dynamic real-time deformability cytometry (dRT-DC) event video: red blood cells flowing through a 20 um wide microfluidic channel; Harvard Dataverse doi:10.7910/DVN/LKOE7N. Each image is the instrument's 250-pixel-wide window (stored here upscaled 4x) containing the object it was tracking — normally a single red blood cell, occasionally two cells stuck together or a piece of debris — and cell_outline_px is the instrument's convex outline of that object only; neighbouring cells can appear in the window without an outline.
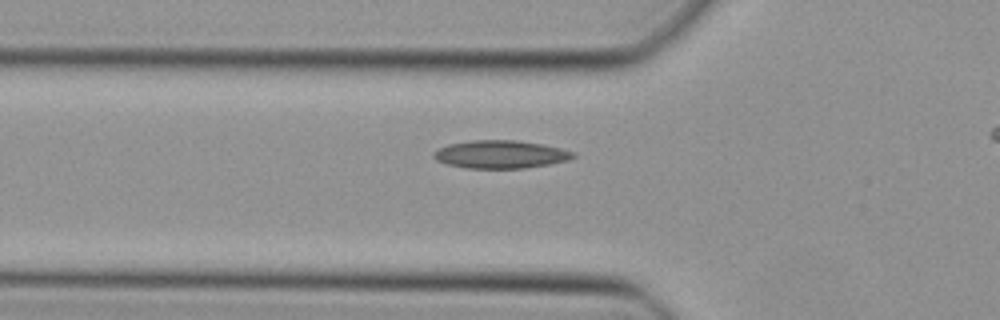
{"species": "Egyptian fruit bat (a non-hibernating species)", "species_latin": "Rousettus aegyptiacus", "temperature_condition": "cold", "stored_images_in_passage": 34, "camera_frame_rate_fps": 3000, "um_per_image_px": 0.085, "animal": {"sex": "female"}, "frame": {"image": 1, "passage_image": 8, "time_ms": 2.333, "image_size_px": [1000, 320], "cell_outline_px": [[576, 156], [568, 160], [548, 164], [524, 168], [464, 168], [448, 164], [436, 160], [432, 156], [432, 152], [448, 144], [472, 140], [516, 140], [544, 144], [576, 152]], "centroid_in_image_um": [42.55, 13.11], "position_along_channel_um": 83.3, "area_um2": 22.77}}
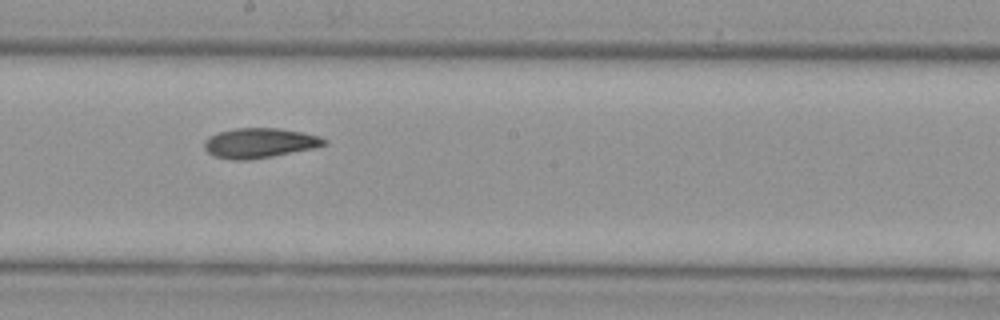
{"frame": {"image": 2, "passage_image": 18, "time_ms": 5.667, "image_size_px": [1000, 320], "cell_outline_px": [[328, 144], [312, 148], [272, 156], [248, 160], [232, 160], [212, 156], [204, 148], [204, 140], [208, 136], [220, 132], [236, 128], [276, 128], [300, 132], [320, 136], [328, 140]], "centroid_in_image_um": [22.03, 12.16], "position_along_channel_um": 226.2, "area_um2": 20.81}}
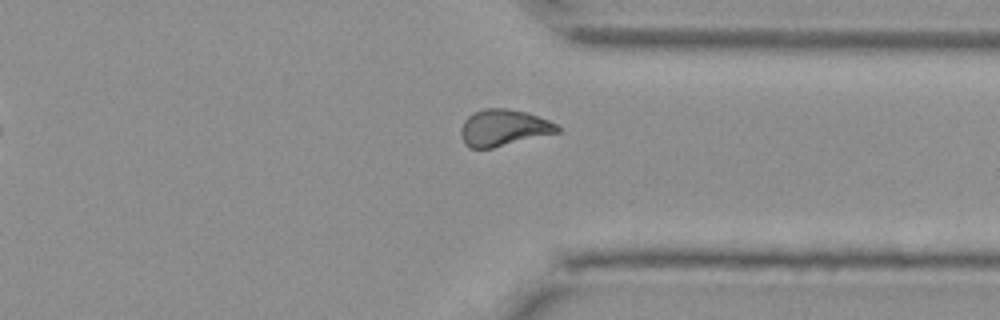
{"frame": {"image": 3, "passage_image": 28, "time_ms": 9.0, "image_size_px": [1000, 320], "cell_outline_px": [[560, 132], [492, 148], [468, 148], [464, 144], [460, 132], [460, 128], [464, 120], [472, 112], [484, 108], [508, 108], [528, 112], [548, 120], [556, 124], [560, 128]], "centroid_in_image_um": [42.78, 10.85], "position_along_channel_um": 368.6, "area_um2": 20.75}}